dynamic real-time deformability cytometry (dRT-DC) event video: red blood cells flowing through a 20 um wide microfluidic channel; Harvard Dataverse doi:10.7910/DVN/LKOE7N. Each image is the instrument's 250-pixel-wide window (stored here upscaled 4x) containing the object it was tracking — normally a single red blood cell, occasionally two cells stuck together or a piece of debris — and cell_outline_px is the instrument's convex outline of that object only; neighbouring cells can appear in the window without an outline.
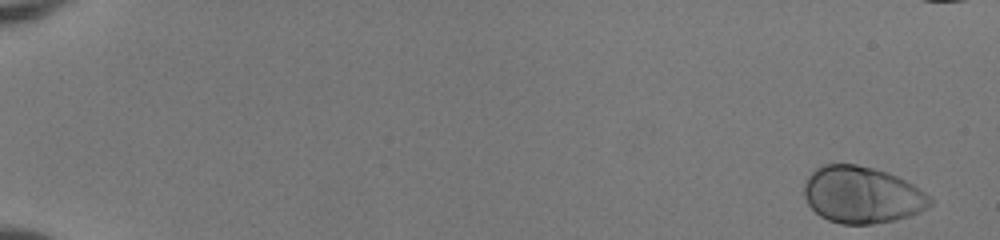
{"species": "human", "species_latin": "Homo sapiens", "temperature_condition": "room temperature", "stored_images_in_passage": 47, "camera_frame_rate_fps": 3000, "um_per_image_px": 0.085, "donor": {"sex": "female"}, "frame": {"image": 1, "passage_image": 1, "time_ms": 0.0, "image_size_px": [1000, 240], "cell_outline_px": [[932, 204], [928, 208], [908, 216], [896, 220], [872, 224], [840, 224], [828, 220], [820, 216], [808, 204], [804, 196], [804, 184], [808, 176], [820, 164], [856, 164], [888, 172], [920, 188], [932, 196]], "centroid_in_image_um": [73.27, 16.56], "position_along_channel_um": 11.7, "area_um2": 41.91}}
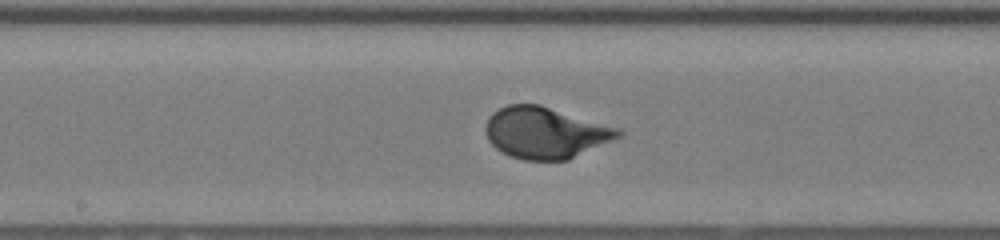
{"frame": {"image": 2, "passage_image": 29, "time_ms": 9.333, "image_size_px": [1000, 240], "cell_outline_px": [[624, 132], [620, 136], [612, 140], [568, 160], [524, 160], [512, 156], [496, 148], [488, 140], [484, 128], [488, 116], [492, 112], [508, 104], [540, 104], [620, 128]], "centroid_in_image_um": [46.34, 11.27], "position_along_channel_um": 201.9, "area_um2": 39.71}}
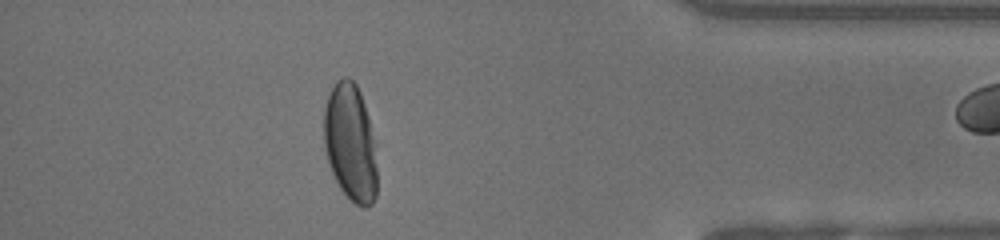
{"frame": {"image": 3, "passage_image": 46, "time_ms": 15.0, "image_size_px": [1000, 240], "cell_outline_px": [[376, 196], [372, 204], [368, 208], [364, 208], [356, 204], [340, 188], [328, 164], [324, 148], [324, 108], [328, 96], [336, 80], [344, 76], [348, 76], [356, 84], [360, 92], [376, 140]], "centroid_in_image_um": [29.79, 12.12], "position_along_channel_um": 405.4, "area_um2": 36.76}}